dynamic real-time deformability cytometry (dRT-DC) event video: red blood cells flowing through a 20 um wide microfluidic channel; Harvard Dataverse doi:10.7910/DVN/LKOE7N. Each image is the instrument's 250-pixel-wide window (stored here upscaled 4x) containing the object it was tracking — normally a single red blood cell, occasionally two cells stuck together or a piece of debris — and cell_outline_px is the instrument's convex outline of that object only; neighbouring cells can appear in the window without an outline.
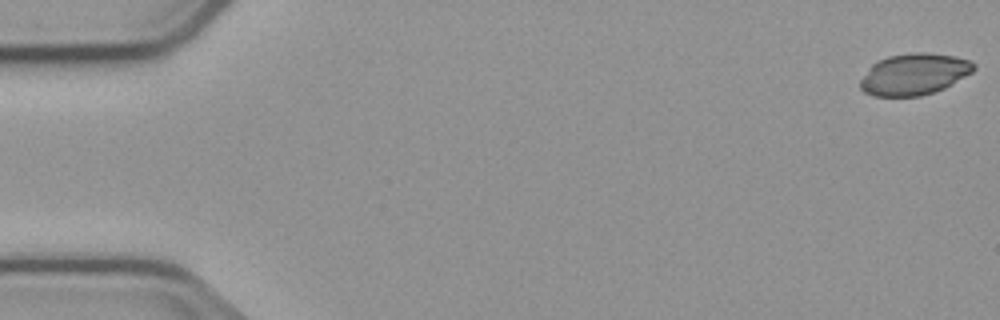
{"species": "common noctule bat (a hibernating species)", "species_latin": "Nyctalus noctula", "temperature_condition": "cold", "stored_images_in_passage": 9, "camera_frame_rate_fps": 3000, "um_per_image_px": 0.085, "animal": {"sex": "male", "body_mass_g": 23.1, "forearm_length_mm": 52.7}, "frame": {"image": 1, "passage_image": 1, "time_ms": 0.0, "image_size_px": [1000, 320], "cell_outline_px": [[976, 68], [972, 72], [944, 88], [920, 96], [872, 96], [864, 92], [860, 88], [860, 80], [868, 68], [872, 64], [888, 56], [916, 52], [924, 52], [956, 56], [968, 60], [976, 64]], "centroid_in_image_um": [77.69, 6.3], "position_along_channel_um": 7.3, "area_um2": 27.34}}